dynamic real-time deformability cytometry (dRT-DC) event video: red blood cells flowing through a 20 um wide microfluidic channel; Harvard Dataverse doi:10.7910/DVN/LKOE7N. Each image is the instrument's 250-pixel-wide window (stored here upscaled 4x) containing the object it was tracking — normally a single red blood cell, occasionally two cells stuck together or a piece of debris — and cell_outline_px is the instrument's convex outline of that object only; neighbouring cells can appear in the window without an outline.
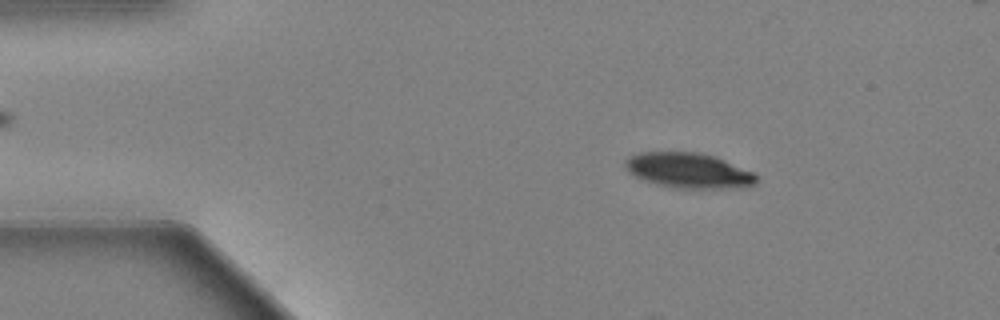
{"species": "Egyptian fruit bat (a non-hibernating species)", "species_latin": "Rousettus aegyptiacus", "temperature_condition": "warm", "stored_images_in_passage": 56, "camera_frame_rate_fps": 3000, "um_per_image_px": 0.085, "animal": {"sex": "female"}, "frame": {"image": 1, "passage_image": 9, "time_ms": 2.667, "image_size_px": [1000, 320], "cell_outline_px": [[756, 184], [732, 188], [676, 188], [644, 180], [628, 172], [624, 164], [624, 160], [628, 156], [640, 152], [696, 152], [716, 156], [752, 172], [756, 176]], "centroid_in_image_um": [58.49, 14.48], "position_along_channel_um": 26.5, "area_um2": 26.7}}
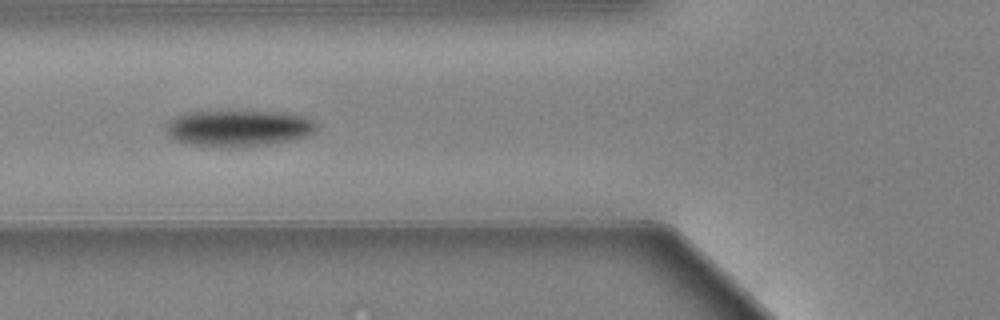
{"frame": {"image": 2, "passage_image": 21, "time_ms": 6.667, "image_size_px": [1000, 320], "cell_outline_px": [[316, 128], [308, 136], [296, 140], [268, 144], [236, 148], [224, 148], [188, 144], [176, 140], [168, 132], [168, 124], [176, 116], [188, 112], [276, 112], [304, 116], [312, 120], [316, 124]], "centroid_in_image_um": [20.32, 10.93], "position_along_channel_um": 105.5, "area_um2": 31.62}}
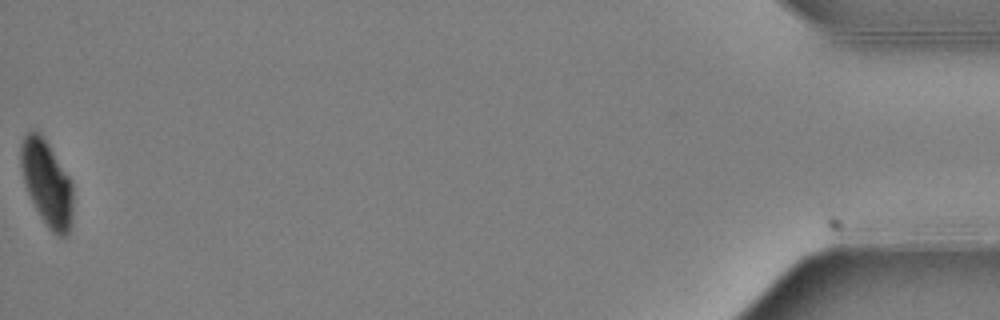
{"frame": {"image": 3, "passage_image": 56, "time_ms": 18.333, "image_size_px": [1000, 320], "cell_outline_px": [[72, 216], [68, 236], [56, 236], [48, 228], [40, 216], [28, 192], [24, 180], [20, 164], [20, 148], [24, 136], [32, 128], [40, 132], [48, 144], [68, 176], [72, 184]], "centroid_in_image_um": [3.97, 15.56], "position_along_channel_um": 431.2, "area_um2": 25.72}, "authors_computed_cell_mechanics": {"area_um2": 29.6803, "velocity_mm_per_s": 3.647, "shape_relaxation_time_tau1_ms": 2.573, "shape_relaxation_time_tau2_ms": null, "deformation_change_tau1": 0.1255, "deformation_change_tau2": null}}